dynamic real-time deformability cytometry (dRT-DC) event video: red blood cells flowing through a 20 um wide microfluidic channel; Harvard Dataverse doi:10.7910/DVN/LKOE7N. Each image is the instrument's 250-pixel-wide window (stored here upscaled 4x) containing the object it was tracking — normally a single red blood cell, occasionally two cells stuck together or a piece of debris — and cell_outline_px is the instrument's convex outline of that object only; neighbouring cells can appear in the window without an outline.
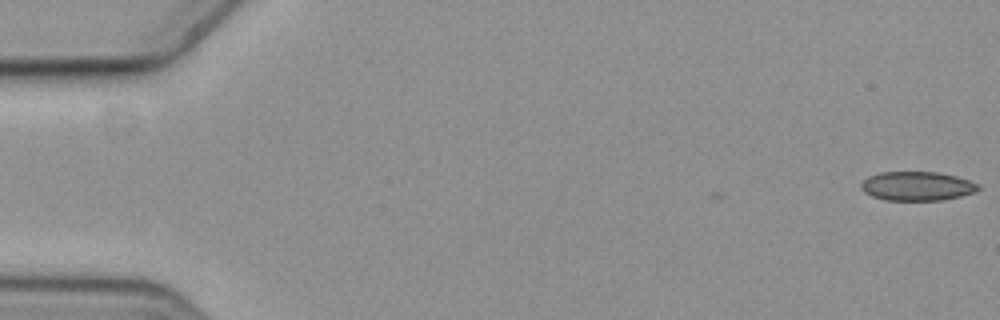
{"species": "common noctule bat (a hibernating species)", "species_latin": "Nyctalus noctula", "temperature_condition": "cold", "stored_images_in_passage": 16, "camera_frame_rate_fps": 3000, "um_per_image_px": 0.085, "animal": {"sex": "female", "body_mass_g": 19.3, "forearm_length_mm": 54.1}, "frame": {"image": 1, "passage_image": 1, "time_ms": 0.0, "image_size_px": [1000, 320], "cell_outline_px": [[980, 188], [976, 192], [960, 196], [940, 200], [884, 200], [872, 196], [864, 192], [860, 188], [860, 184], [868, 176], [880, 172], [940, 172], [956, 176], [980, 184]], "centroid_in_image_um": [77.95, 15.81], "position_along_channel_um": 7.1, "area_um2": 19.94}}